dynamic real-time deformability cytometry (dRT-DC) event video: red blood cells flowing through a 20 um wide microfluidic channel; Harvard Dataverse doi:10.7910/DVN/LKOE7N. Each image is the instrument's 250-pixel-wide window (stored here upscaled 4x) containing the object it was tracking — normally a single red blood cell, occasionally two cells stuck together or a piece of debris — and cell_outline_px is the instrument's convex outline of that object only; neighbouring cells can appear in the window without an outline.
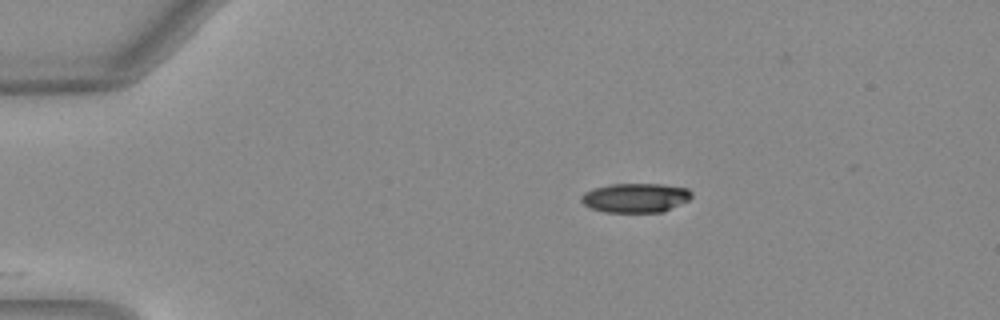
{"species": "Egyptian fruit bat (a non-hibernating species)", "species_latin": "Rousettus aegyptiacus", "temperature_condition": "warm", "stored_images_in_passage": 20, "camera_frame_rate_fps": 3000, "um_per_image_px": 0.085, "animal": {"sex": "female"}, "frame": {"image": 1, "passage_image": 1, "time_ms": 0.0, "image_size_px": [1000, 320], "cell_outline_px": [[692, 196], [688, 200], [664, 212], [604, 212], [588, 208], [580, 200], [580, 196], [584, 192], [596, 188], [612, 184], [660, 184], [688, 188], [692, 192]], "centroid_in_image_um": [54.01, 16.82], "position_along_channel_um": 31.0, "area_um2": 18.9}}
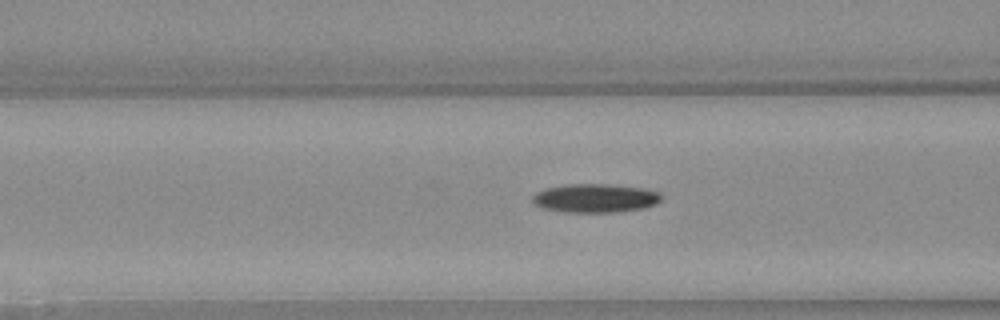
{"frame": {"image": 2, "passage_image": 12, "time_ms": 3.667, "image_size_px": [1000, 320], "cell_outline_px": [[664, 196], [656, 204], [644, 208], [616, 212], [568, 212], [544, 208], [532, 204], [532, 196], [536, 192], [544, 188], [568, 184], [608, 184], [644, 188], [660, 192]], "centroid_in_image_um": [50.6, 16.83], "position_along_channel_um": 116.0, "area_um2": 21.73}}
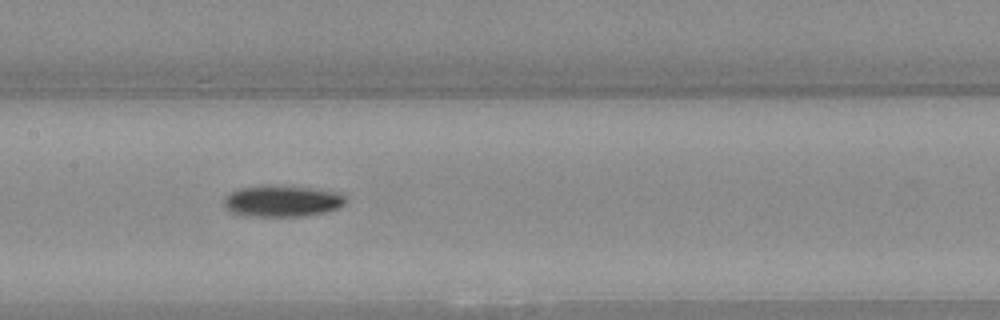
{"frame": {"image": 3, "passage_image": 17, "time_ms": 5.333, "image_size_px": [1000, 320], "cell_outline_px": [[344, 204], [336, 208], [324, 212], [300, 216], [252, 216], [232, 212], [224, 208], [224, 196], [240, 188], [268, 184], [308, 188], [332, 192], [344, 196]], "centroid_in_image_um": [23.89, 17.08], "position_along_channel_um": 183.5, "area_um2": 21.85}}